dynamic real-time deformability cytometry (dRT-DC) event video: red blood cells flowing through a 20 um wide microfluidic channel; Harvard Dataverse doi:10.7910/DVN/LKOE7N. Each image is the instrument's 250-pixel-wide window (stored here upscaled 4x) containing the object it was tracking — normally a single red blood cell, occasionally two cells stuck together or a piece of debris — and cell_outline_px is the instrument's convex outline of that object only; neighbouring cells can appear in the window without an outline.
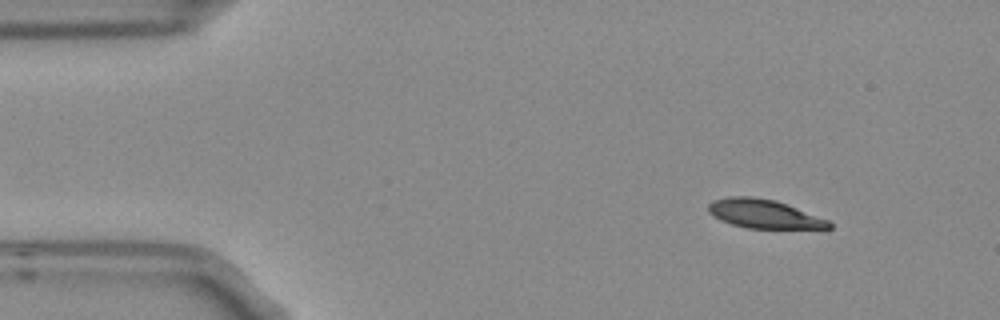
{"species": "Egyptian fruit bat (a non-hibernating species)", "species_latin": "Rousettus aegyptiacus", "temperature_condition": "room temperature", "stored_images_in_passage": 10, "camera_frame_rate_fps": 3000, "um_per_image_px": 0.085, "frame": {"image": 1, "passage_image": 1, "time_ms": 0.0, "image_size_px": [1000, 320], "cell_outline_px": [[832, 228], [748, 228], [732, 224], [720, 220], [712, 216], [708, 212], [708, 204], [712, 200], [728, 196], [752, 196], [776, 200], [828, 220], [832, 224]], "centroid_in_image_um": [64.88, 18.16], "position_along_channel_um": 20.1, "area_um2": 20.17}}
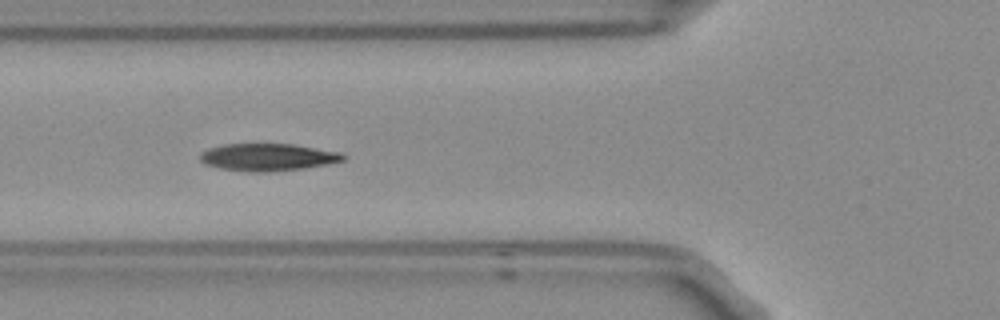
{"frame": {"image": 2, "passage_image": 5, "time_ms": 1.333, "image_size_px": [1000, 320], "cell_outline_px": [[348, 156], [344, 160], [304, 168], [272, 172], [248, 172], [220, 168], [204, 164], [200, 160], [200, 152], [208, 148], [224, 144], [292, 144], [340, 152]], "centroid_in_image_um": [22.73, 13.36], "position_along_channel_um": 103.1, "area_um2": 22.83}}
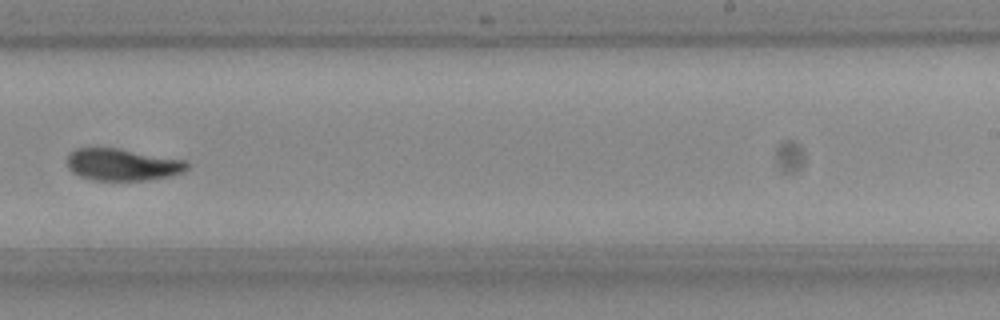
{"frame": {"image": 3, "passage_image": 9, "time_ms": 2.667, "image_size_px": [1000, 320], "cell_outline_px": [[188, 168], [184, 172], [172, 176], [148, 180], [92, 180], [80, 176], [72, 172], [68, 168], [68, 156], [76, 148], [116, 148], [188, 160]], "centroid_in_image_um": [10.45, 14.0], "position_along_channel_um": 278.5, "area_um2": 22.43}}